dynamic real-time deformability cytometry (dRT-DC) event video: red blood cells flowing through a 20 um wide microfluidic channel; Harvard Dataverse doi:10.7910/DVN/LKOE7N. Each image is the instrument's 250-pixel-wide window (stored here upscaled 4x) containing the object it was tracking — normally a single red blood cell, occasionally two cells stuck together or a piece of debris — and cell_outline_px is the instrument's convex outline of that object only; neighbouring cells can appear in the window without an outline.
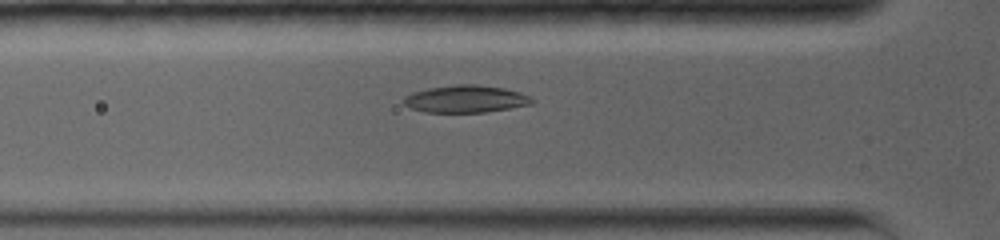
{"species": "common noctule bat (a hibernating species)", "species_latin": "Nyctalus noctula", "temperature_condition": "warm", "stored_images_in_passage": 14, "camera_frame_rate_fps": 5000, "um_per_image_px": 0.085, "animal": {"sex": "female", "body_mass_g": 19.0, "forearm_length_mm": 56.7}, "frame": {"image": 1, "passage_image": 7, "time_ms": 3.8, "image_size_px": [1000, 240], "cell_outline_px": [[536, 100], [532, 104], [488, 112], [424, 112], [412, 108], [404, 104], [404, 96], [412, 92], [428, 88], [456, 84], [476, 84], [504, 88], [520, 92]], "centroid_in_image_um": [39.6, 8.41], "position_along_channel_um": 86.2, "area_um2": 20.46}}
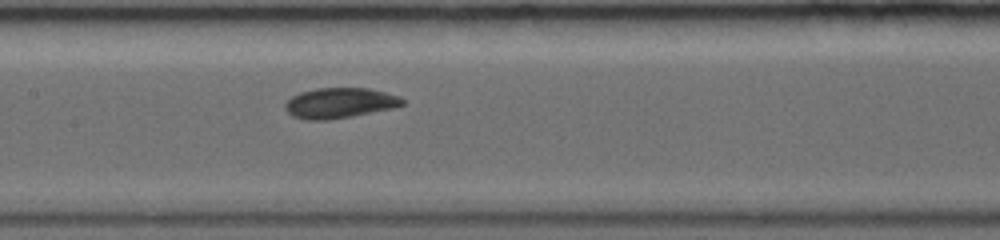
{"frame": {"image": 2, "passage_image": 11, "time_ms": 6.2, "image_size_px": [1000, 240], "cell_outline_px": [[404, 104], [392, 108], [352, 116], [328, 120], [308, 120], [292, 116], [284, 108], [284, 104], [292, 96], [300, 92], [316, 88], [368, 88], [400, 96], [404, 100]], "centroid_in_image_um": [28.85, 8.75], "position_along_channel_um": 178.6, "area_um2": 20.69}}
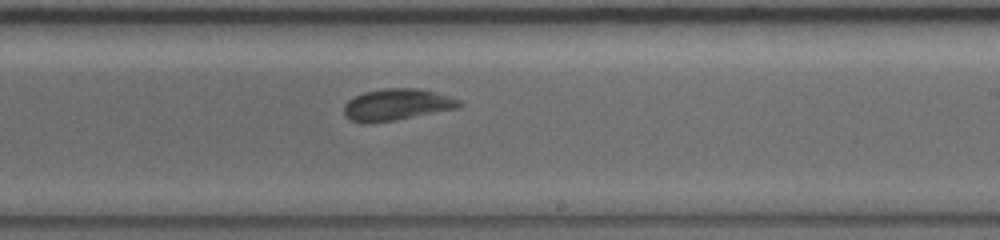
{"frame": {"image": 3, "passage_image": 14, "time_ms": 8.2, "image_size_px": [1000, 240], "cell_outline_px": [[464, 104], [456, 108], [396, 120], [368, 124], [364, 124], [352, 120], [344, 116], [344, 104], [348, 100], [364, 92], [384, 88], [416, 88], [436, 92], [460, 100]], "centroid_in_image_um": [33.7, 8.9], "position_along_channel_um": 255.3, "area_um2": 21.21}}